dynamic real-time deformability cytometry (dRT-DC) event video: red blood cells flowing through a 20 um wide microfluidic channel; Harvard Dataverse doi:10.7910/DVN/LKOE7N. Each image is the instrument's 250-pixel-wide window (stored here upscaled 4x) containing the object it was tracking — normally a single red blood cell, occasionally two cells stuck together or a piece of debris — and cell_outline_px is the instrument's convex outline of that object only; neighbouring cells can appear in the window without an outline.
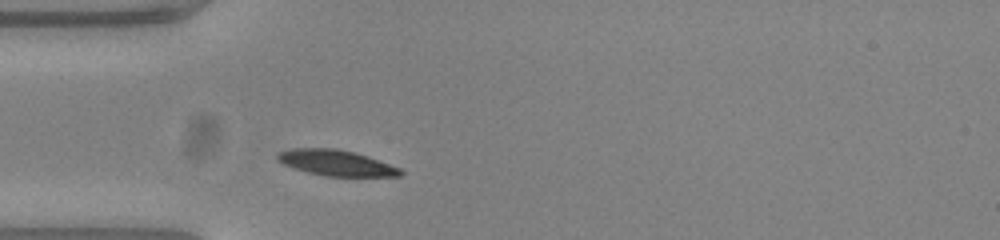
{"species": "common noctule bat (a hibernating species)", "species_latin": "Nyctalus noctula", "temperature_condition": "warm", "stored_images_in_passage": 29, "camera_frame_rate_fps": 3000, "um_per_image_px": 0.085, "animal": {"sex": "female", "body_mass_g": 23.0, "forearm_length_mm": 53.4}, "frame": {"image": 1, "passage_image": 1, "time_ms": 0.0, "image_size_px": [1000, 240], "cell_outline_px": [[404, 172], [400, 176], [328, 176], [308, 172], [292, 168], [276, 160], [276, 152], [292, 148], [336, 148], [368, 156], [400, 168]], "centroid_in_image_um": [28.53, 13.83], "position_along_channel_um": 56.5, "area_um2": 18.44}}
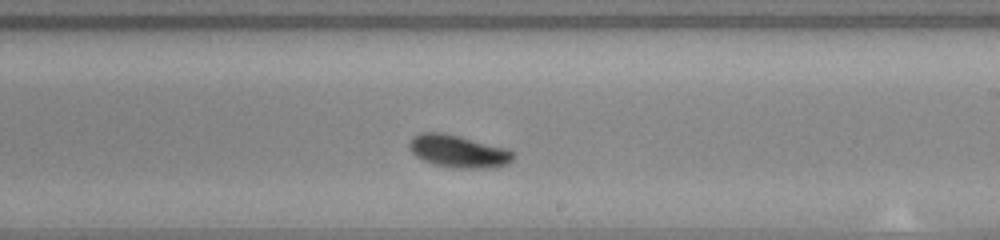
{"frame": {"image": 2, "passage_image": 17, "time_ms": 5.333, "image_size_px": [1000, 240], "cell_outline_px": [[516, 156], [508, 164], [496, 168], [456, 168], [432, 164], [416, 156], [408, 148], [408, 144], [412, 136], [420, 132], [444, 132], [508, 148], [516, 152]], "centroid_in_image_um": [38.99, 12.85], "position_along_channel_um": 250.0, "area_um2": 20.17}}
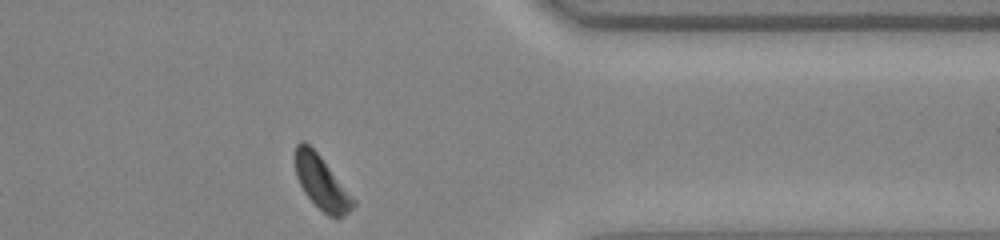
{"frame": {"image": 3, "passage_image": 29, "time_ms": 9.333, "image_size_px": [1000, 240], "cell_outline_px": [[356, 204], [344, 216], [336, 220], [328, 216], [304, 192], [296, 176], [296, 144], [300, 140], [304, 140], [320, 156], [356, 200]], "centroid_in_image_um": [27.36, 15.55], "position_along_channel_um": 384.0, "area_um2": 17.86}, "authors_computed_cell_mechanics": {"area_um2": 18.9584, "velocity_mm_per_s": 3.7275, "shape_relaxation_time_tau1_ms": 2.6503, "shape_relaxation_time_tau2_ms": null, "deformation_change_tau1": 0.1524, "deformation_change_tau2": null}}